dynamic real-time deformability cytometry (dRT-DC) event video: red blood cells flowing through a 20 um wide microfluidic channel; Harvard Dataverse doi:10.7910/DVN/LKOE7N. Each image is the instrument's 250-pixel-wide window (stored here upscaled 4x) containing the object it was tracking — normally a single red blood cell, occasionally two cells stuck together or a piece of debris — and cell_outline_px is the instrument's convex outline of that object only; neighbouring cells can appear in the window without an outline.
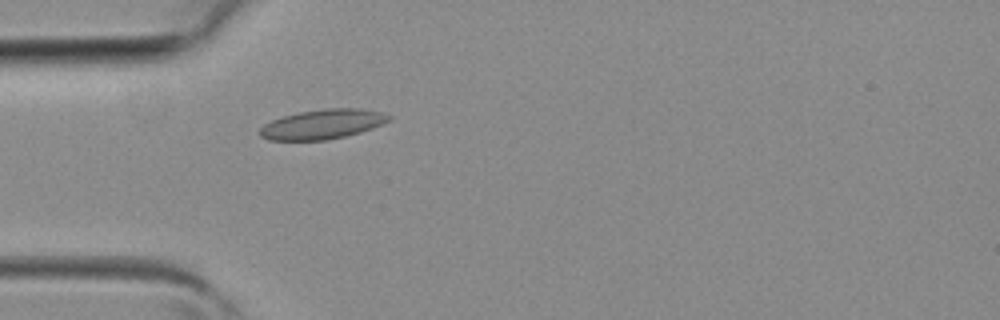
{"species": "common noctule bat (a hibernating species)", "species_latin": "Nyctalus noctula", "temperature_condition": "room temperature", "stored_images_in_passage": 1, "camera_frame_rate_fps": 3000, "um_per_image_px": 0.085, "animal": {"sex": "female", "body_mass_g": 19.3, "forearm_length_mm": 54.1}, "frame": {"image": 1, "passage_image": 1, "time_ms": 0.0, "image_size_px": [1000, 320], "cell_outline_px": [[392, 116], [388, 120], [372, 128], [360, 132], [344, 136], [324, 140], [268, 140], [260, 136], [260, 128], [264, 124], [272, 120], [284, 116], [300, 112], [324, 108], [360, 108], [380, 112]], "centroid_in_image_um": [27.39, 10.55], "position_along_channel_um": 57.6, "area_um2": 22.02}}